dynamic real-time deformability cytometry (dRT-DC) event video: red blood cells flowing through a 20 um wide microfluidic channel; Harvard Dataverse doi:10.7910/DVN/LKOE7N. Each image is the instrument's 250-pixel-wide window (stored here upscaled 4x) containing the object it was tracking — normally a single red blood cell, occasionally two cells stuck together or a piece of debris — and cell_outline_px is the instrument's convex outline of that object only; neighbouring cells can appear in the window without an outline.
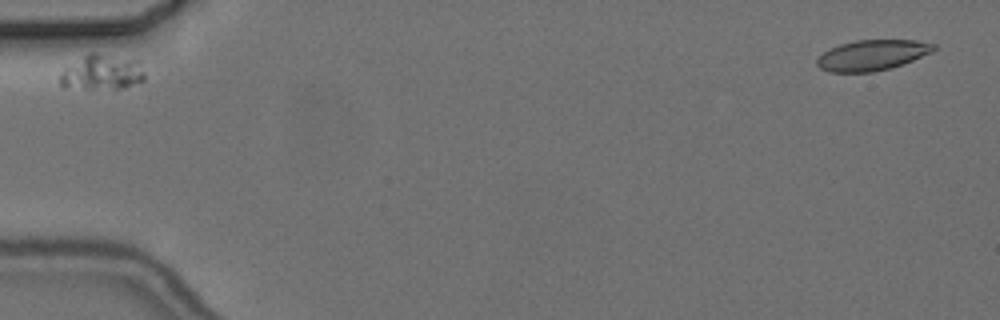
{"species": "common noctule bat (a hibernating species)", "species_latin": "Nyctalus noctula", "temperature_condition": "cold", "stored_images_in_passage": 1, "camera_frame_rate_fps": 3000, "um_per_image_px": 0.085, "animal": {"sex": "female", "body_mass_g": 24.6, "forearm_length_mm": 56.2}, "frame": {"image": 1, "passage_image": 1, "time_ms": 0.0, "image_size_px": [1000, 320], "cell_outline_px": [[144, 80], [124, 88], [64, 88], [60, 84], [60, 76], [68, 68], [88, 52], [96, 52], [136, 60], [144, 72]], "centroid_in_image_um": [8.68, 6.15], "position_along_channel_um": 76.3, "area_um2": 16.94}}